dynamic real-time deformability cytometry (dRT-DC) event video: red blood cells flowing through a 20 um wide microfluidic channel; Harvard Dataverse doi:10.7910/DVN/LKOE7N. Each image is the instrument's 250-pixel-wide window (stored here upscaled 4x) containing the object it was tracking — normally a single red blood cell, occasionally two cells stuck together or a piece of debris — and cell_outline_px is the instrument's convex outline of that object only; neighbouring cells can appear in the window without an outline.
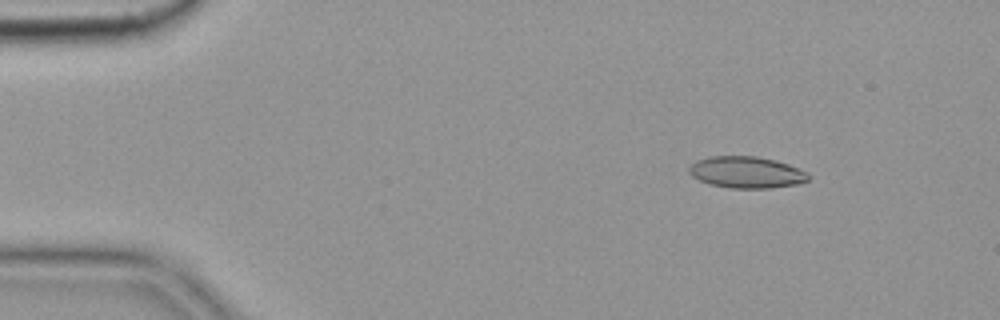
{"species": "common noctule bat (a hibernating species)", "species_latin": "Nyctalus noctula", "temperature_condition": "cold", "stored_images_in_passage": 9, "camera_frame_rate_fps": 3000, "um_per_image_px": 0.085, "animal": {"sex": "female", "body_mass_g": 19.9}, "frame": {"image": 1, "passage_image": 1, "time_ms": 0.0, "image_size_px": [1000, 320], "cell_outline_px": [[808, 180], [796, 184], [768, 188], [728, 188], [708, 184], [692, 176], [688, 172], [688, 168], [696, 160], [708, 156], [756, 156], [776, 160], [788, 164], [808, 172]], "centroid_in_image_um": [63.41, 14.64], "position_along_channel_um": 21.6, "area_um2": 22.02}}
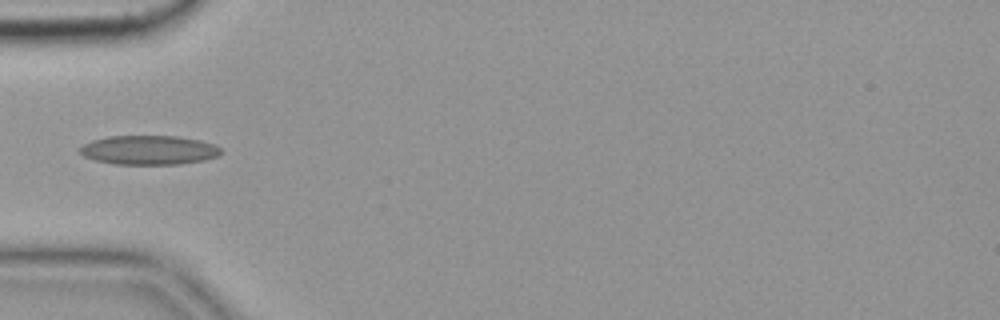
{"frame": {"image": 2, "passage_image": 4, "time_ms": 1.0, "image_size_px": [1000, 320], "cell_outline_px": [[224, 152], [220, 156], [204, 160], [180, 164], [112, 164], [96, 160], [84, 156], [80, 152], [80, 148], [84, 144], [92, 140], [108, 136], [176, 136], [200, 140], [216, 144]], "centroid_in_image_um": [12.71, 12.75], "position_along_channel_um": 72.3, "area_um2": 24.16}}